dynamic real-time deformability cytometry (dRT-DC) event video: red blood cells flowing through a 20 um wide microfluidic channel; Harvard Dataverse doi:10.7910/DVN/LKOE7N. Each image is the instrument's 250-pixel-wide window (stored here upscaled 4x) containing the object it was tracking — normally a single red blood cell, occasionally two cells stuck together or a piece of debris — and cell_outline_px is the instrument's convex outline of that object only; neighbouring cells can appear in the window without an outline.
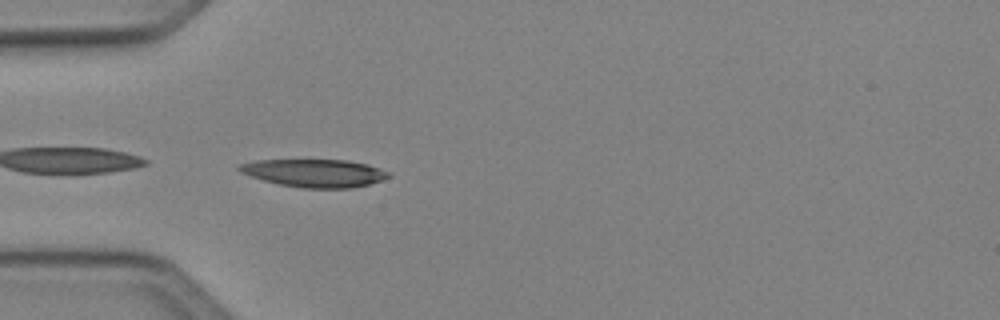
{"species": "Egyptian fruit bat (a non-hibernating species)", "species_latin": "Rousettus aegyptiacus", "temperature_condition": "cold", "stored_images_in_passage": 36, "camera_frame_rate_fps": 3000, "um_per_image_px": 0.085, "animal": {"sex": "female"}, "frame": {"image": 1, "passage_image": 1, "time_ms": 0.0, "image_size_px": [1000, 320], "cell_outline_px": [[392, 176], [368, 184], [352, 188], [300, 188], [280, 184], [264, 180], [240, 172], [236, 168], [240, 164], [256, 160], [348, 160], [368, 164], [380, 168], [388, 172]], "centroid_in_image_um": [26.75, 14.7], "position_along_channel_um": 58.3, "area_um2": 24.16}}
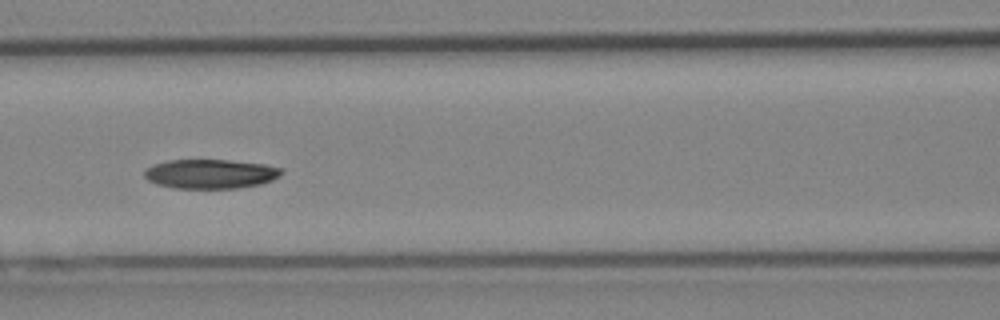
{"frame": {"image": 2, "passage_image": 8, "time_ms": 2.333, "image_size_px": [1000, 320], "cell_outline_px": [[284, 172], [280, 176], [272, 180], [260, 184], [236, 188], [176, 188], [156, 184], [148, 180], [144, 176], [144, 172], [152, 164], [168, 160], [228, 160], [264, 164], [284, 168]], "centroid_in_image_um": [17.91, 14.77], "position_along_channel_um": 148.7, "area_um2": 23.47}}
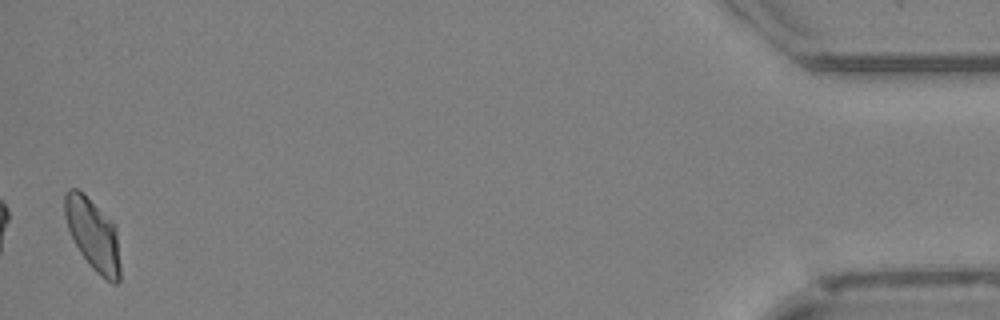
{"frame": {"image": 3, "passage_image": 35, "time_ms": 11.333, "image_size_px": [1000, 320], "cell_outline_px": [[120, 280], [116, 284], [112, 284], [96, 272], [88, 264], [80, 252], [68, 228], [64, 216], [64, 196], [68, 188], [76, 188], [112, 220], [116, 224], [120, 264]], "centroid_in_image_um": [7.92, 19.96], "position_along_channel_um": 427.3, "area_um2": 23.18}, "authors_computed_cell_mechanics": {"area_um2": 23.3801, "velocity_mm_per_s": 4.0791, "shape_relaxation_time_tau1_ms": 6.3972, "shape_relaxation_time_tau2_ms": 10.1335, "deformation_change_tau1": 0.1628, "deformation_change_tau2": 0.1618}}